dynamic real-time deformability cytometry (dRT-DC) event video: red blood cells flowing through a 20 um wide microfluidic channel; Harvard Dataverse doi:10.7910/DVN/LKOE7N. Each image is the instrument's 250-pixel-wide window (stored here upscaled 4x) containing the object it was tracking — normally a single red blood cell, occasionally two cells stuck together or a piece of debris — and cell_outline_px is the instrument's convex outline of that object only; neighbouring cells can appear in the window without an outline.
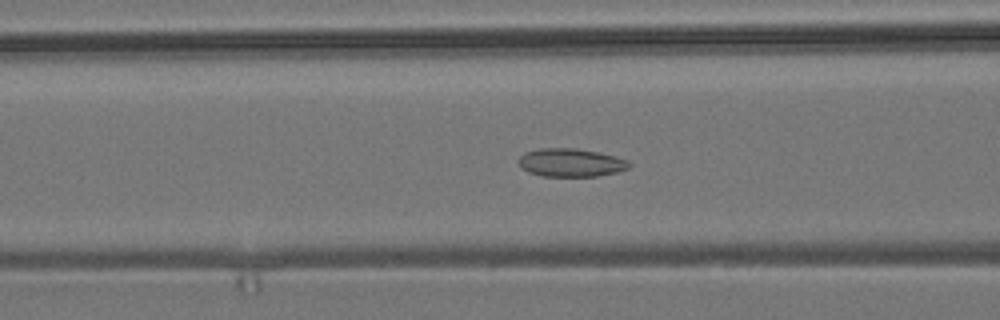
{"species": "common noctule bat (a hibernating species)", "species_latin": "Nyctalus noctula", "temperature_condition": "room temperature", "stored_images_in_passage": 56, "camera_frame_rate_fps": 3000, "um_per_image_px": 0.085, "animal": {"sex": "male", "body_mass_g": 19.2, "forearm_length_mm": 51.8}, "frame": {"image": 1, "passage_image": 21, "time_ms": 6.667, "image_size_px": [1000, 320], "cell_outline_px": [[632, 164], [628, 168], [616, 172], [596, 176], [540, 176], [528, 172], [520, 168], [520, 156], [524, 152], [540, 148], [576, 148], [600, 152], [616, 156], [628, 160]], "centroid_in_image_um": [48.52, 13.81], "position_along_channel_um": 118.1, "area_um2": 18.32}}
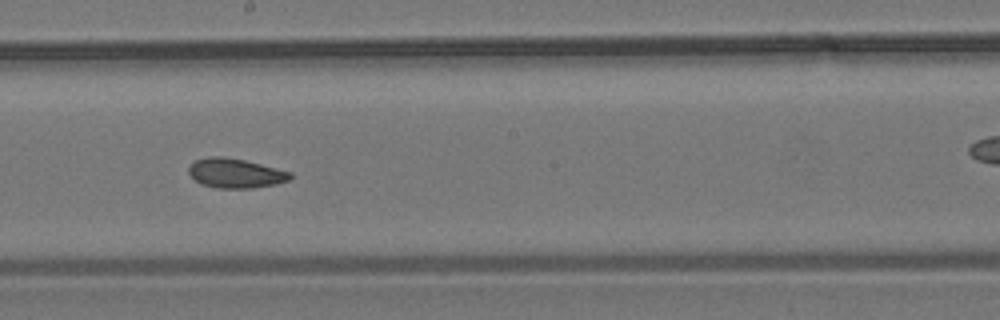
{"frame": {"image": 2, "passage_image": 30, "time_ms": 9.667, "image_size_px": [1000, 320], "cell_outline_px": [[292, 176], [288, 180], [276, 184], [252, 188], [216, 188], [200, 184], [188, 172], [188, 168], [196, 160], [212, 156], [220, 156], [244, 160], [292, 172]], "centroid_in_image_um": [20.01, 14.73], "position_along_channel_um": 228.2, "area_um2": 17.28}}
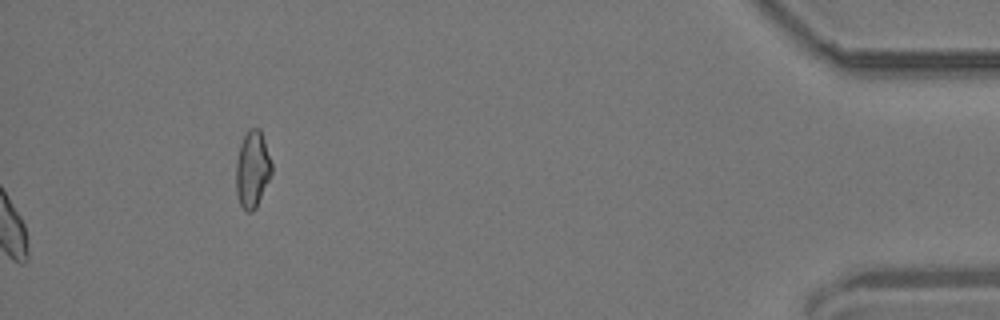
{"frame": {"image": 3, "passage_image": 56, "time_ms": 18.333, "image_size_px": [1000, 320], "cell_outline_px": [[272, 172], [256, 208], [252, 212], [248, 212], [240, 204], [236, 192], [236, 160], [240, 144], [248, 128], [260, 128], [272, 164]], "centroid_in_image_um": [21.44, 14.38], "position_along_channel_um": 413.8, "area_um2": 15.9}, "authors_computed_cell_mechanics": {"area_um2": 17.5712, "velocity_mm_per_s": 3.6584, "shape_relaxation_time_tau1_ms": null, "shape_relaxation_time_tau2_ms": 4.5611, "deformation_change_tau1": null, "deformation_change_tau2": 0.0796}}